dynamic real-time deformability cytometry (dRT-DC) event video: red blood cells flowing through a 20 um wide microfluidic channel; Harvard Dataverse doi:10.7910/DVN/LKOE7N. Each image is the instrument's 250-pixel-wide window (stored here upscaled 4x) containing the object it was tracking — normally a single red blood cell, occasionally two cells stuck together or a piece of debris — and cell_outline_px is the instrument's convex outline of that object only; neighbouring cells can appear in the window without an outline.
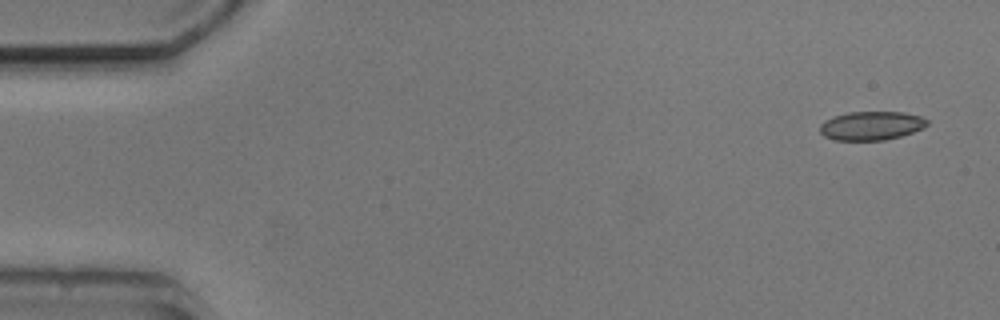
{"species": "common noctule bat (a hibernating species)", "species_latin": "Nyctalus noctula", "temperature_condition": "cold", "stored_images_in_passage": 7, "camera_frame_rate_fps": 3000, "um_per_image_px": 0.085, "animal": {"sex": "male", "body_mass_g": 20.5, "forearm_length_mm": 52.5}, "frame": {"image": 1, "passage_image": 1, "time_ms": 0.0, "image_size_px": [1000, 320], "cell_outline_px": [[928, 124], [912, 132], [900, 136], [884, 140], [836, 140], [824, 136], [820, 132], [820, 124], [824, 120], [832, 116], [848, 112], [904, 112], [920, 116], [928, 120]], "centroid_in_image_um": [74.02, 10.67], "position_along_channel_um": 11.0, "area_um2": 17.92}}